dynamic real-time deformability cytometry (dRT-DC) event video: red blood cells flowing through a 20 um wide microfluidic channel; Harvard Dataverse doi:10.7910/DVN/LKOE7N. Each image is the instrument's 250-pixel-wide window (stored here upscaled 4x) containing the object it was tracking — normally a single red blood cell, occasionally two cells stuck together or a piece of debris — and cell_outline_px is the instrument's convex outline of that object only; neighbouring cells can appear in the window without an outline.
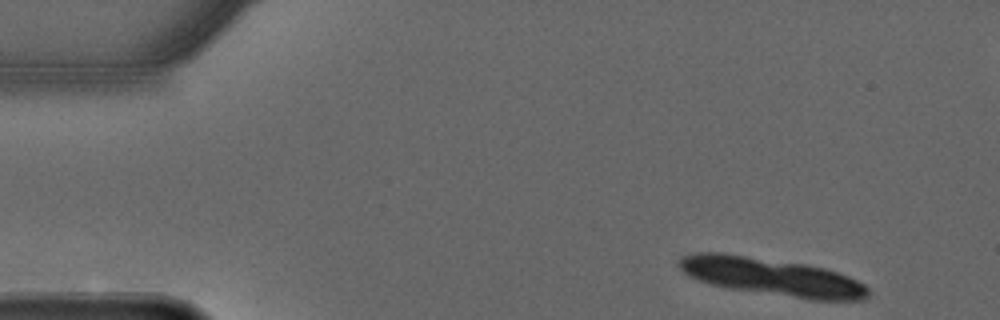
{"species": "common noctule bat (a hibernating species)", "species_latin": "Nyctalus noctula", "temperature_condition": "warm", "stored_images_in_passage": 9, "camera_frame_rate_fps": 3000, "um_per_image_px": 0.085, "animal": {"sex": "male", "forearm_length_mm": 52.5}, "frame": {"image": 1, "passage_image": 1, "time_ms": 0.0, "image_size_px": [1000, 320], "cell_outline_px": [[868, 296], [864, 300], [808, 300], [724, 288], [688, 276], [676, 264], [680, 256], [696, 252], [720, 252], [804, 264], [824, 268], [848, 276], [864, 284], [868, 288]], "centroid_in_image_um": [65.56, 23.54], "position_along_channel_um": 19.4, "area_um2": 41.79}}